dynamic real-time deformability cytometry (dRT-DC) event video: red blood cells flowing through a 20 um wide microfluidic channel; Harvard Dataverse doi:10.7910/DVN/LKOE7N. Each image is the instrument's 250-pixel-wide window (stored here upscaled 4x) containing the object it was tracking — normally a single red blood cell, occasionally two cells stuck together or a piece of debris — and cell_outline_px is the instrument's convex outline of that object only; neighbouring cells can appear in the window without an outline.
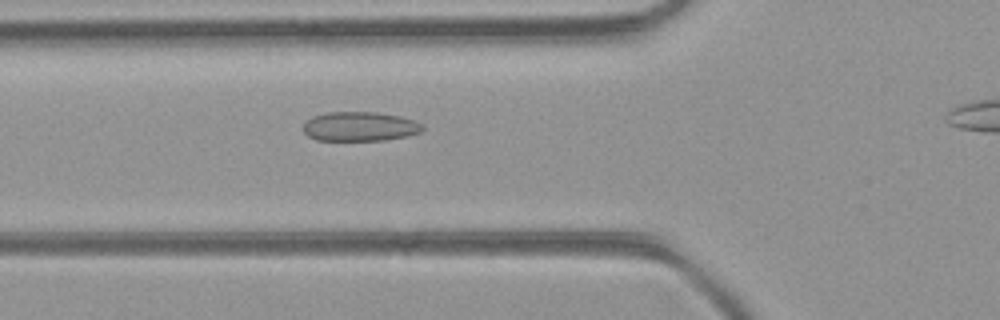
{"species": "common noctule bat (a hibernating species)", "species_latin": "Nyctalus noctula", "temperature_condition": "room temperature", "stored_images_in_passage": 29, "camera_frame_rate_fps": 3000, "um_per_image_px": 0.085, "animal": {"sex": "female", "body_mass_g": 21.9}, "frame": {"image": 1, "passage_image": 5, "time_ms": 1.333, "image_size_px": [1000, 320], "cell_outline_px": [[424, 128], [420, 132], [404, 136], [384, 140], [316, 140], [308, 136], [304, 132], [304, 124], [312, 116], [328, 112], [376, 112], [400, 116], [424, 124]], "centroid_in_image_um": [30.58, 10.74], "position_along_channel_um": 95.2, "area_um2": 20.29}}
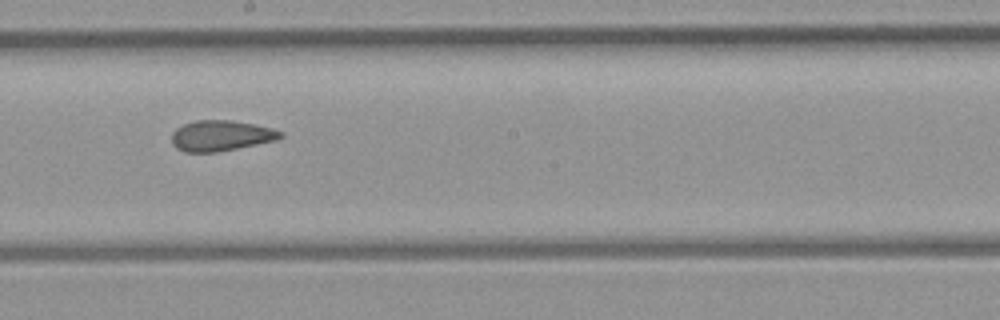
{"frame": {"image": 2, "passage_image": 14, "time_ms": 4.333, "image_size_px": [1000, 320], "cell_outline_px": [[284, 136], [276, 140], [216, 152], [184, 152], [176, 148], [172, 144], [172, 132], [176, 128], [184, 124], [196, 120], [232, 120], [272, 128], [284, 132]], "centroid_in_image_um": [18.77, 11.53], "position_along_channel_um": 229.4, "area_um2": 19.36}}
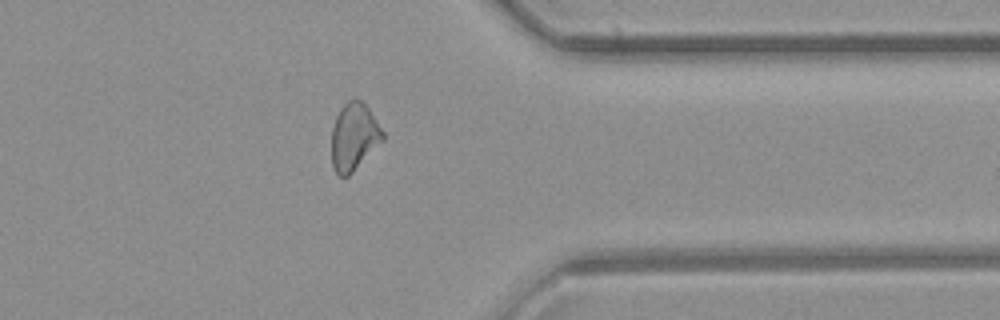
{"frame": {"image": 3, "passage_image": 25, "time_ms": 8.0, "image_size_px": [1000, 320], "cell_outline_px": [[384, 140], [348, 176], [340, 176], [332, 168], [332, 128], [336, 116], [340, 108], [348, 100], [356, 96], [368, 108], [384, 132]], "centroid_in_image_um": [30.08, 11.6], "position_along_channel_um": 381.3, "area_um2": 20.06}, "authors_computed_cell_mechanics": {"area_um2": 19.7676, "velocity_mm_per_s": 4.4465, "shape_relaxation_time_tau1_ms": null, "shape_relaxation_time_tau2_ms": 1.98, "deformation_change_tau1": null, "deformation_change_tau2": 0.0771}}